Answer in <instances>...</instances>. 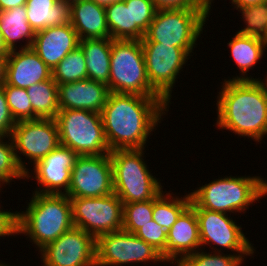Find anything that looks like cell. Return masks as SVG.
<instances>
[{
	"mask_svg": "<svg viewBox=\"0 0 267 266\" xmlns=\"http://www.w3.org/2000/svg\"><path fill=\"white\" fill-rule=\"evenodd\" d=\"M211 10H157L141 43H161L182 49H194L205 29L203 26L205 27Z\"/></svg>",
	"mask_w": 267,
	"mask_h": 266,
	"instance_id": "cell-7",
	"label": "cell"
},
{
	"mask_svg": "<svg viewBox=\"0 0 267 266\" xmlns=\"http://www.w3.org/2000/svg\"><path fill=\"white\" fill-rule=\"evenodd\" d=\"M265 79H260V81L263 83L264 87H265V90H266V93H267V76L264 77ZM264 81V82H263Z\"/></svg>",
	"mask_w": 267,
	"mask_h": 266,
	"instance_id": "cell-46",
	"label": "cell"
},
{
	"mask_svg": "<svg viewBox=\"0 0 267 266\" xmlns=\"http://www.w3.org/2000/svg\"><path fill=\"white\" fill-rule=\"evenodd\" d=\"M0 266H11V265H9L8 263L5 264V263H3V261L1 262V260H0ZM12 266H13V265H12Z\"/></svg>",
	"mask_w": 267,
	"mask_h": 266,
	"instance_id": "cell-47",
	"label": "cell"
},
{
	"mask_svg": "<svg viewBox=\"0 0 267 266\" xmlns=\"http://www.w3.org/2000/svg\"><path fill=\"white\" fill-rule=\"evenodd\" d=\"M109 92L162 97L147 77L141 40L112 39Z\"/></svg>",
	"mask_w": 267,
	"mask_h": 266,
	"instance_id": "cell-6",
	"label": "cell"
},
{
	"mask_svg": "<svg viewBox=\"0 0 267 266\" xmlns=\"http://www.w3.org/2000/svg\"><path fill=\"white\" fill-rule=\"evenodd\" d=\"M6 95L10 112L16 122L34 120V111L25 88L2 85Z\"/></svg>",
	"mask_w": 267,
	"mask_h": 266,
	"instance_id": "cell-35",
	"label": "cell"
},
{
	"mask_svg": "<svg viewBox=\"0 0 267 266\" xmlns=\"http://www.w3.org/2000/svg\"><path fill=\"white\" fill-rule=\"evenodd\" d=\"M190 192L193 208L245 213L250 205L267 196V180L262 176L218 177ZM258 200V201H257Z\"/></svg>",
	"mask_w": 267,
	"mask_h": 266,
	"instance_id": "cell-4",
	"label": "cell"
},
{
	"mask_svg": "<svg viewBox=\"0 0 267 266\" xmlns=\"http://www.w3.org/2000/svg\"><path fill=\"white\" fill-rule=\"evenodd\" d=\"M217 95L218 129L255 142L267 136V93L260 80H223Z\"/></svg>",
	"mask_w": 267,
	"mask_h": 266,
	"instance_id": "cell-2",
	"label": "cell"
},
{
	"mask_svg": "<svg viewBox=\"0 0 267 266\" xmlns=\"http://www.w3.org/2000/svg\"><path fill=\"white\" fill-rule=\"evenodd\" d=\"M25 175L17 161L11 137L0 136V188L12 184L13 179L24 180Z\"/></svg>",
	"mask_w": 267,
	"mask_h": 266,
	"instance_id": "cell-31",
	"label": "cell"
},
{
	"mask_svg": "<svg viewBox=\"0 0 267 266\" xmlns=\"http://www.w3.org/2000/svg\"><path fill=\"white\" fill-rule=\"evenodd\" d=\"M79 46L85 55L87 78L104 83L109 89L112 39H82Z\"/></svg>",
	"mask_w": 267,
	"mask_h": 266,
	"instance_id": "cell-25",
	"label": "cell"
},
{
	"mask_svg": "<svg viewBox=\"0 0 267 266\" xmlns=\"http://www.w3.org/2000/svg\"><path fill=\"white\" fill-rule=\"evenodd\" d=\"M157 10L161 9H211L205 0H152Z\"/></svg>",
	"mask_w": 267,
	"mask_h": 266,
	"instance_id": "cell-37",
	"label": "cell"
},
{
	"mask_svg": "<svg viewBox=\"0 0 267 266\" xmlns=\"http://www.w3.org/2000/svg\"><path fill=\"white\" fill-rule=\"evenodd\" d=\"M144 150H113L109 153L114 193L123 204L149 201L163 191L161 180L153 176L145 163Z\"/></svg>",
	"mask_w": 267,
	"mask_h": 266,
	"instance_id": "cell-5",
	"label": "cell"
},
{
	"mask_svg": "<svg viewBox=\"0 0 267 266\" xmlns=\"http://www.w3.org/2000/svg\"><path fill=\"white\" fill-rule=\"evenodd\" d=\"M16 123L10 112L4 88L0 85V136H10Z\"/></svg>",
	"mask_w": 267,
	"mask_h": 266,
	"instance_id": "cell-38",
	"label": "cell"
},
{
	"mask_svg": "<svg viewBox=\"0 0 267 266\" xmlns=\"http://www.w3.org/2000/svg\"><path fill=\"white\" fill-rule=\"evenodd\" d=\"M109 93L106 84L88 78L59 84V109H78L101 113Z\"/></svg>",
	"mask_w": 267,
	"mask_h": 266,
	"instance_id": "cell-19",
	"label": "cell"
},
{
	"mask_svg": "<svg viewBox=\"0 0 267 266\" xmlns=\"http://www.w3.org/2000/svg\"><path fill=\"white\" fill-rule=\"evenodd\" d=\"M151 220H153V199L123 204L122 230L135 234Z\"/></svg>",
	"mask_w": 267,
	"mask_h": 266,
	"instance_id": "cell-34",
	"label": "cell"
},
{
	"mask_svg": "<svg viewBox=\"0 0 267 266\" xmlns=\"http://www.w3.org/2000/svg\"><path fill=\"white\" fill-rule=\"evenodd\" d=\"M27 20L35 32L70 23V5L58 0H27Z\"/></svg>",
	"mask_w": 267,
	"mask_h": 266,
	"instance_id": "cell-24",
	"label": "cell"
},
{
	"mask_svg": "<svg viewBox=\"0 0 267 266\" xmlns=\"http://www.w3.org/2000/svg\"><path fill=\"white\" fill-rule=\"evenodd\" d=\"M200 249L198 219L195 209L189 205L167 232V263L173 266L184 256Z\"/></svg>",
	"mask_w": 267,
	"mask_h": 266,
	"instance_id": "cell-20",
	"label": "cell"
},
{
	"mask_svg": "<svg viewBox=\"0 0 267 266\" xmlns=\"http://www.w3.org/2000/svg\"><path fill=\"white\" fill-rule=\"evenodd\" d=\"M131 3L132 40H141L154 19L157 8L152 0H123Z\"/></svg>",
	"mask_w": 267,
	"mask_h": 266,
	"instance_id": "cell-33",
	"label": "cell"
},
{
	"mask_svg": "<svg viewBox=\"0 0 267 266\" xmlns=\"http://www.w3.org/2000/svg\"><path fill=\"white\" fill-rule=\"evenodd\" d=\"M0 30L6 49L10 52L19 49H29L36 32L28 23L26 6H19L6 11H0ZM26 39V40H25ZM25 40L24 45L17 46ZM16 43V44H15ZM18 47V48H17Z\"/></svg>",
	"mask_w": 267,
	"mask_h": 266,
	"instance_id": "cell-23",
	"label": "cell"
},
{
	"mask_svg": "<svg viewBox=\"0 0 267 266\" xmlns=\"http://www.w3.org/2000/svg\"><path fill=\"white\" fill-rule=\"evenodd\" d=\"M213 253V254H212ZM253 255H234L224 252H207L200 249L197 252L184 256L175 266H241L244 258Z\"/></svg>",
	"mask_w": 267,
	"mask_h": 266,
	"instance_id": "cell-30",
	"label": "cell"
},
{
	"mask_svg": "<svg viewBox=\"0 0 267 266\" xmlns=\"http://www.w3.org/2000/svg\"><path fill=\"white\" fill-rule=\"evenodd\" d=\"M42 266H96V239L73 227L39 250Z\"/></svg>",
	"mask_w": 267,
	"mask_h": 266,
	"instance_id": "cell-15",
	"label": "cell"
},
{
	"mask_svg": "<svg viewBox=\"0 0 267 266\" xmlns=\"http://www.w3.org/2000/svg\"><path fill=\"white\" fill-rule=\"evenodd\" d=\"M111 39L132 40L131 3L119 1L105 6Z\"/></svg>",
	"mask_w": 267,
	"mask_h": 266,
	"instance_id": "cell-29",
	"label": "cell"
},
{
	"mask_svg": "<svg viewBox=\"0 0 267 266\" xmlns=\"http://www.w3.org/2000/svg\"><path fill=\"white\" fill-rule=\"evenodd\" d=\"M52 78L58 85L87 79L85 55L80 46L68 53L54 67Z\"/></svg>",
	"mask_w": 267,
	"mask_h": 266,
	"instance_id": "cell-28",
	"label": "cell"
},
{
	"mask_svg": "<svg viewBox=\"0 0 267 266\" xmlns=\"http://www.w3.org/2000/svg\"><path fill=\"white\" fill-rule=\"evenodd\" d=\"M10 137L17 161L25 173L29 170L28 164L34 165L60 145L55 119L39 118L18 121ZM22 155L29 159L28 164L24 160L22 161Z\"/></svg>",
	"mask_w": 267,
	"mask_h": 266,
	"instance_id": "cell-13",
	"label": "cell"
},
{
	"mask_svg": "<svg viewBox=\"0 0 267 266\" xmlns=\"http://www.w3.org/2000/svg\"><path fill=\"white\" fill-rule=\"evenodd\" d=\"M1 205V204H0ZM0 206V237H6V236H14L17 234V212H10L6 209L3 210ZM0 238V239H1Z\"/></svg>",
	"mask_w": 267,
	"mask_h": 266,
	"instance_id": "cell-39",
	"label": "cell"
},
{
	"mask_svg": "<svg viewBox=\"0 0 267 266\" xmlns=\"http://www.w3.org/2000/svg\"><path fill=\"white\" fill-rule=\"evenodd\" d=\"M166 261L152 245L124 230L103 234L96 239V266L136 265Z\"/></svg>",
	"mask_w": 267,
	"mask_h": 266,
	"instance_id": "cell-12",
	"label": "cell"
},
{
	"mask_svg": "<svg viewBox=\"0 0 267 266\" xmlns=\"http://www.w3.org/2000/svg\"><path fill=\"white\" fill-rule=\"evenodd\" d=\"M27 0H0V11H6L12 8L26 5Z\"/></svg>",
	"mask_w": 267,
	"mask_h": 266,
	"instance_id": "cell-40",
	"label": "cell"
},
{
	"mask_svg": "<svg viewBox=\"0 0 267 266\" xmlns=\"http://www.w3.org/2000/svg\"><path fill=\"white\" fill-rule=\"evenodd\" d=\"M266 0H231V5L237 10L239 8L247 7L250 5H259L265 3Z\"/></svg>",
	"mask_w": 267,
	"mask_h": 266,
	"instance_id": "cell-41",
	"label": "cell"
},
{
	"mask_svg": "<svg viewBox=\"0 0 267 266\" xmlns=\"http://www.w3.org/2000/svg\"><path fill=\"white\" fill-rule=\"evenodd\" d=\"M114 193L109 154L78 156L71 170L69 198H94Z\"/></svg>",
	"mask_w": 267,
	"mask_h": 266,
	"instance_id": "cell-14",
	"label": "cell"
},
{
	"mask_svg": "<svg viewBox=\"0 0 267 266\" xmlns=\"http://www.w3.org/2000/svg\"><path fill=\"white\" fill-rule=\"evenodd\" d=\"M51 78L52 70L31 48L8 53L6 78L2 85L26 89Z\"/></svg>",
	"mask_w": 267,
	"mask_h": 266,
	"instance_id": "cell-18",
	"label": "cell"
},
{
	"mask_svg": "<svg viewBox=\"0 0 267 266\" xmlns=\"http://www.w3.org/2000/svg\"><path fill=\"white\" fill-rule=\"evenodd\" d=\"M227 45L241 75L224 80H260V78H253L251 75L248 77V73L263 58L264 52L267 50V41L259 37L237 32L230 42L228 41Z\"/></svg>",
	"mask_w": 267,
	"mask_h": 266,
	"instance_id": "cell-22",
	"label": "cell"
},
{
	"mask_svg": "<svg viewBox=\"0 0 267 266\" xmlns=\"http://www.w3.org/2000/svg\"><path fill=\"white\" fill-rule=\"evenodd\" d=\"M58 1L71 5L72 3H75L76 1H80V0H58Z\"/></svg>",
	"mask_w": 267,
	"mask_h": 266,
	"instance_id": "cell-45",
	"label": "cell"
},
{
	"mask_svg": "<svg viewBox=\"0 0 267 266\" xmlns=\"http://www.w3.org/2000/svg\"><path fill=\"white\" fill-rule=\"evenodd\" d=\"M35 119H55L59 112L58 84L53 78L26 88Z\"/></svg>",
	"mask_w": 267,
	"mask_h": 266,
	"instance_id": "cell-26",
	"label": "cell"
},
{
	"mask_svg": "<svg viewBox=\"0 0 267 266\" xmlns=\"http://www.w3.org/2000/svg\"><path fill=\"white\" fill-rule=\"evenodd\" d=\"M70 24L79 40L110 38L105 6L91 0H80L70 5Z\"/></svg>",
	"mask_w": 267,
	"mask_h": 266,
	"instance_id": "cell-21",
	"label": "cell"
},
{
	"mask_svg": "<svg viewBox=\"0 0 267 266\" xmlns=\"http://www.w3.org/2000/svg\"><path fill=\"white\" fill-rule=\"evenodd\" d=\"M93 2H95L96 4L102 5V6H107L110 5L112 3H116L119 1H123V0H91Z\"/></svg>",
	"mask_w": 267,
	"mask_h": 266,
	"instance_id": "cell-43",
	"label": "cell"
},
{
	"mask_svg": "<svg viewBox=\"0 0 267 266\" xmlns=\"http://www.w3.org/2000/svg\"><path fill=\"white\" fill-rule=\"evenodd\" d=\"M60 145L78 156L109 154L101 113L78 109L59 110L55 117Z\"/></svg>",
	"mask_w": 267,
	"mask_h": 266,
	"instance_id": "cell-8",
	"label": "cell"
},
{
	"mask_svg": "<svg viewBox=\"0 0 267 266\" xmlns=\"http://www.w3.org/2000/svg\"><path fill=\"white\" fill-rule=\"evenodd\" d=\"M142 47L150 85L171 105L173 88L193 49L161 43H142Z\"/></svg>",
	"mask_w": 267,
	"mask_h": 266,
	"instance_id": "cell-11",
	"label": "cell"
},
{
	"mask_svg": "<svg viewBox=\"0 0 267 266\" xmlns=\"http://www.w3.org/2000/svg\"><path fill=\"white\" fill-rule=\"evenodd\" d=\"M29 201L25 211L17 212V234L29 238L37 251L74 227L67 195L33 193Z\"/></svg>",
	"mask_w": 267,
	"mask_h": 266,
	"instance_id": "cell-3",
	"label": "cell"
},
{
	"mask_svg": "<svg viewBox=\"0 0 267 266\" xmlns=\"http://www.w3.org/2000/svg\"><path fill=\"white\" fill-rule=\"evenodd\" d=\"M78 46L77 32L70 23H67L37 31L31 49L53 70L68 53Z\"/></svg>",
	"mask_w": 267,
	"mask_h": 266,
	"instance_id": "cell-17",
	"label": "cell"
},
{
	"mask_svg": "<svg viewBox=\"0 0 267 266\" xmlns=\"http://www.w3.org/2000/svg\"><path fill=\"white\" fill-rule=\"evenodd\" d=\"M169 105L163 97L110 92L101 111L110 151L145 149Z\"/></svg>",
	"mask_w": 267,
	"mask_h": 266,
	"instance_id": "cell-1",
	"label": "cell"
},
{
	"mask_svg": "<svg viewBox=\"0 0 267 266\" xmlns=\"http://www.w3.org/2000/svg\"><path fill=\"white\" fill-rule=\"evenodd\" d=\"M194 209L199 224L201 249L209 245L212 246L213 252H222L224 249L230 250L234 255L255 253L256 248L244 235L241 225L239 226L230 215L208 209Z\"/></svg>",
	"mask_w": 267,
	"mask_h": 266,
	"instance_id": "cell-10",
	"label": "cell"
},
{
	"mask_svg": "<svg viewBox=\"0 0 267 266\" xmlns=\"http://www.w3.org/2000/svg\"><path fill=\"white\" fill-rule=\"evenodd\" d=\"M0 53H9V51L5 47V43L3 40L2 32L0 30Z\"/></svg>",
	"mask_w": 267,
	"mask_h": 266,
	"instance_id": "cell-44",
	"label": "cell"
},
{
	"mask_svg": "<svg viewBox=\"0 0 267 266\" xmlns=\"http://www.w3.org/2000/svg\"><path fill=\"white\" fill-rule=\"evenodd\" d=\"M77 158L78 155L72 149L58 145L42 160L32 165L31 172L28 170L25 175V179L33 178L39 185L32 193L66 195L70 186L71 170Z\"/></svg>",
	"mask_w": 267,
	"mask_h": 266,
	"instance_id": "cell-16",
	"label": "cell"
},
{
	"mask_svg": "<svg viewBox=\"0 0 267 266\" xmlns=\"http://www.w3.org/2000/svg\"><path fill=\"white\" fill-rule=\"evenodd\" d=\"M173 192L162 191L153 199V220L168 232L180 214L190 205L191 196L187 193L183 197Z\"/></svg>",
	"mask_w": 267,
	"mask_h": 266,
	"instance_id": "cell-27",
	"label": "cell"
},
{
	"mask_svg": "<svg viewBox=\"0 0 267 266\" xmlns=\"http://www.w3.org/2000/svg\"><path fill=\"white\" fill-rule=\"evenodd\" d=\"M135 235L158 250L167 263V232L154 220L146 223Z\"/></svg>",
	"mask_w": 267,
	"mask_h": 266,
	"instance_id": "cell-36",
	"label": "cell"
},
{
	"mask_svg": "<svg viewBox=\"0 0 267 266\" xmlns=\"http://www.w3.org/2000/svg\"><path fill=\"white\" fill-rule=\"evenodd\" d=\"M74 227L95 239L123 228V203L112 193L94 198H70Z\"/></svg>",
	"mask_w": 267,
	"mask_h": 266,
	"instance_id": "cell-9",
	"label": "cell"
},
{
	"mask_svg": "<svg viewBox=\"0 0 267 266\" xmlns=\"http://www.w3.org/2000/svg\"><path fill=\"white\" fill-rule=\"evenodd\" d=\"M8 53H0V85H2L6 78Z\"/></svg>",
	"mask_w": 267,
	"mask_h": 266,
	"instance_id": "cell-42",
	"label": "cell"
},
{
	"mask_svg": "<svg viewBox=\"0 0 267 266\" xmlns=\"http://www.w3.org/2000/svg\"><path fill=\"white\" fill-rule=\"evenodd\" d=\"M246 25L237 32L262 38L267 41V8L265 3L237 9Z\"/></svg>",
	"mask_w": 267,
	"mask_h": 266,
	"instance_id": "cell-32",
	"label": "cell"
}]
</instances>
